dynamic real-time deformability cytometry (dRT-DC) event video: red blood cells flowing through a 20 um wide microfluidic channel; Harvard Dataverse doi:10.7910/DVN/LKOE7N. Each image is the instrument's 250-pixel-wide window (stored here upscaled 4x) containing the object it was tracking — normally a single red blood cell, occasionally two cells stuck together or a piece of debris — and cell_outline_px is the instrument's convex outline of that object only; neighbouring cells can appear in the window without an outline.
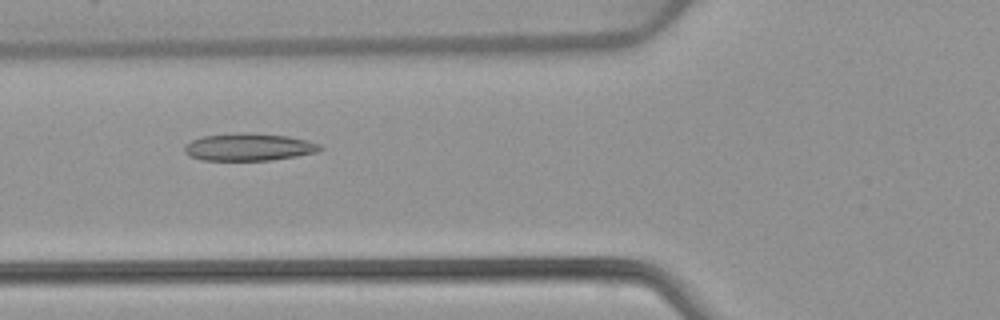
{"species": "common noctule bat (a hibernating species)", "species_latin": "Nyctalus noctula", "temperature_condition": "warm", "stored_images_in_passage": 51, "camera_frame_rate_fps": 3000, "um_per_image_px": 0.085, "animal": {"sex": "female", "body_mass_g": 22.7, "forearm_length_mm": 54.2}, "frame": {"image": 1, "passage_image": 19, "time_ms": 6.0, "image_size_px": [1000, 320], "cell_outline_px": [[324, 148], [316, 152], [296, 156], [268, 160], [200, 160], [188, 156], [184, 152], [184, 148], [192, 140], [204, 136], [236, 132], [240, 132], [288, 136], [308, 140], [320, 144]], "centroid_in_image_um": [21.15, 12.5], "position_along_channel_um": 104.7, "area_um2": 21.62}}
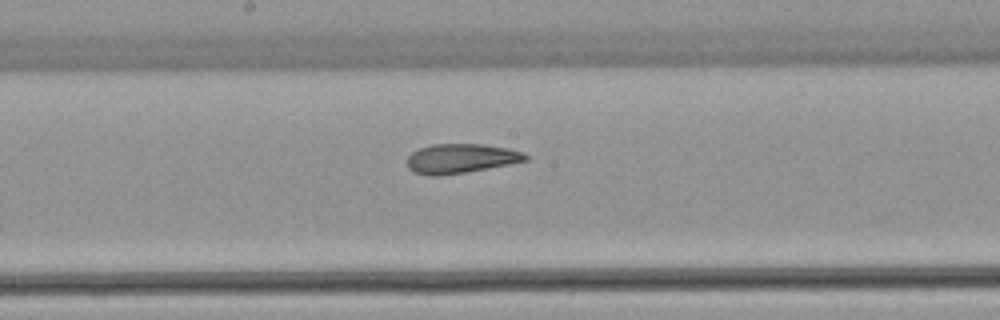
{"frame": {"image": 2, "passage_image": 27, "time_ms": 8.667, "image_size_px": [1000, 320], "cell_outline_px": [[528, 160], [508, 164], [464, 172], [440, 176], [428, 176], [412, 172], [408, 168], [408, 156], [412, 152], [420, 148], [432, 144], [484, 144], [508, 148], [524, 152], [528, 156]], "centroid_in_image_um": [39.15, 13.47], "position_along_channel_um": 209.1, "area_um2": 20.29}}
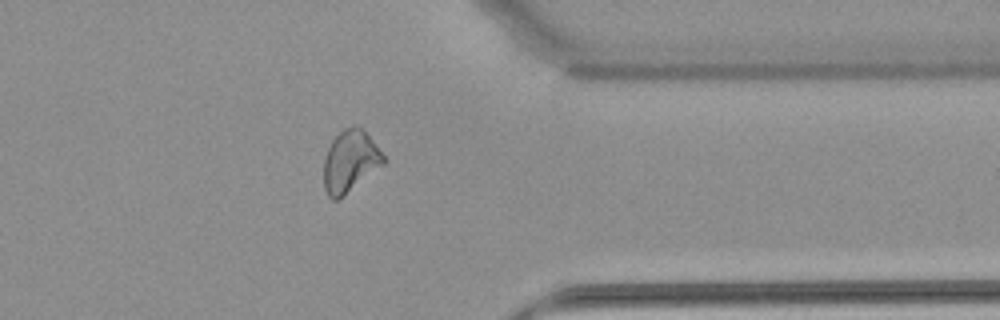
{"frame": {"image": 3, "passage_image": 41, "time_ms": 13.333, "image_size_px": [1000, 320], "cell_outline_px": [[384, 164], [344, 196], [336, 200], [332, 200], [328, 196], [324, 188], [324, 160], [328, 148], [332, 140], [344, 128], [360, 128], [368, 136], [384, 156]], "centroid_in_image_um": [29.73, 13.77], "position_along_channel_um": 381.7, "area_um2": 20.98}, "authors_computed_cell_mechanics": {"area_um2": 22.0218, "velocity_mm_per_s": 3.9147, "shape_relaxation_time_tau1_ms": null, "shape_relaxation_time_tau2_ms": 2.5651, "deformation_change_tau1": null, "deformation_change_tau2": 0.0977}}